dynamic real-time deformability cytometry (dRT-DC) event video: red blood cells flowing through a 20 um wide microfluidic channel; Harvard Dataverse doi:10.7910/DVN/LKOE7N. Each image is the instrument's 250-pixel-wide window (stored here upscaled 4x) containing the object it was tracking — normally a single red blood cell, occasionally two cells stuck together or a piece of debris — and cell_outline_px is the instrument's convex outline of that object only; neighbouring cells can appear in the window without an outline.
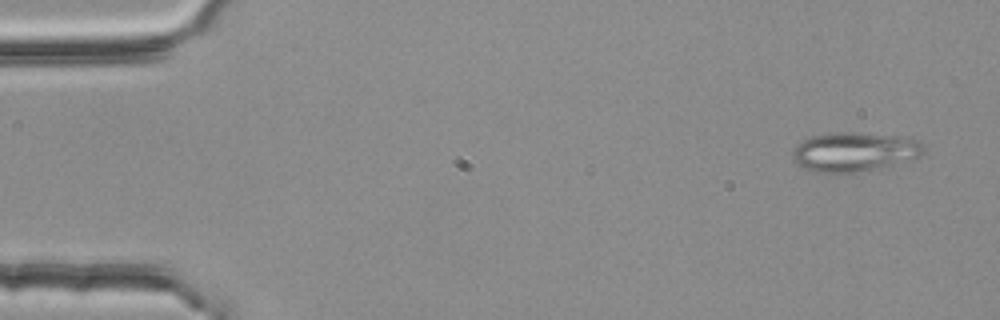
{"species": "common noctule bat (a hibernating species)", "species_latin": "Nyctalus noctula", "temperature_condition": "room temperature", "stored_images_in_passage": 54, "camera_frame_rate_fps": 3000, "um_per_image_px": 0.085, "animal": {"sex": "female", "body_mass_g": 25.1}, "frame": {"image": 1, "passage_image": 3, "time_ms": 0.667, "image_size_px": [1000, 320], "cell_outline_px": [[924, 152], [920, 156], [856, 172], [812, 172], [804, 168], [792, 156], [792, 152], [796, 144], [812, 136], [844, 132], [852, 132], [892, 136], [920, 140], [924, 144]], "centroid_in_image_um": [72.58, 12.89], "position_along_channel_um": 12.4, "area_um2": 29.02}}
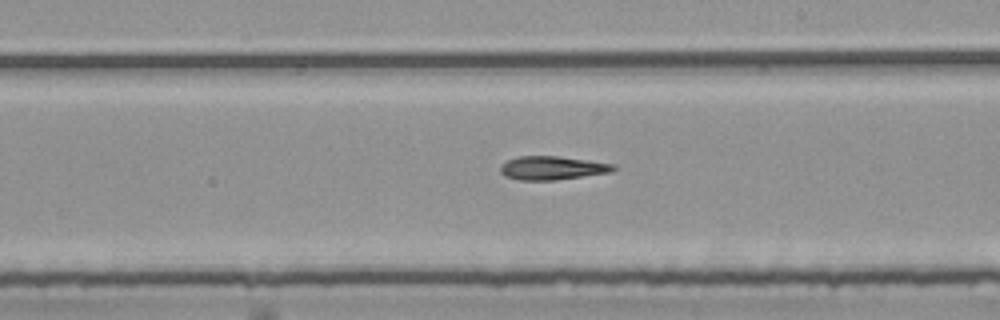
{"frame": {"image": 2, "passage_image": 31, "time_ms": 10.0, "image_size_px": [1000, 320], "cell_outline_px": [[616, 168], [612, 172], [556, 180], [520, 180], [504, 176], [500, 172], [500, 168], [508, 160], [520, 156], [560, 156], [616, 164]], "centroid_in_image_um": [46.98, 14.28], "position_along_channel_um": 242.0, "area_um2": 15.55}}
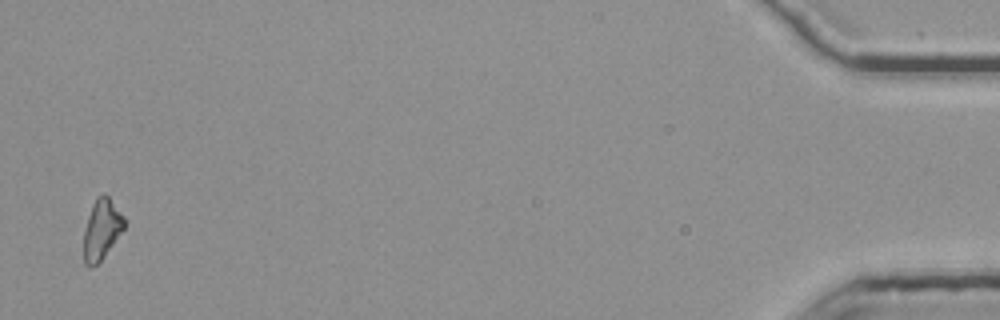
{"frame": {"image": 3, "passage_image": 53, "time_ms": 17.333, "image_size_px": [1000, 320], "cell_outline_px": [[124, 228], [100, 260], [96, 264], [88, 268], [84, 264], [84, 228], [88, 216], [96, 196], [104, 192], [108, 196], [124, 216]], "centroid_in_image_um": [8.62, 19.46], "position_along_channel_um": 426.6, "area_um2": 13.99}}